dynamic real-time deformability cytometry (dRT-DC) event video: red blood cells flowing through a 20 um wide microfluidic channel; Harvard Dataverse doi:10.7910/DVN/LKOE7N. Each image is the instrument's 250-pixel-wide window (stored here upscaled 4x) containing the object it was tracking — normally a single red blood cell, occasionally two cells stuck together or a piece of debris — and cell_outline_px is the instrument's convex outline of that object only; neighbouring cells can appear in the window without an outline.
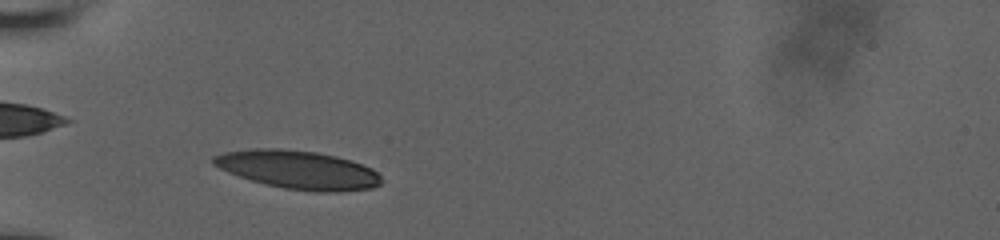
{"species": "human", "species_latin": "Homo sapiens", "temperature_condition": "room temperature", "stored_images_in_passage": 27, "camera_frame_rate_fps": 3000, "um_per_image_px": 0.085, "donor": {"sex": "male"}, "frame": {"image": 1, "passage_image": 4, "time_ms": 1.0, "image_size_px": [1000, 240], "cell_outline_px": [[380, 184], [372, 188], [340, 192], [316, 192], [284, 188], [252, 180], [228, 172], [212, 164], [212, 156], [224, 152], [252, 148], [280, 148], [316, 152], [336, 156], [372, 168], [380, 176]], "centroid_in_image_um": [25.33, 14.42], "position_along_channel_um": 59.7, "area_um2": 37.4}}
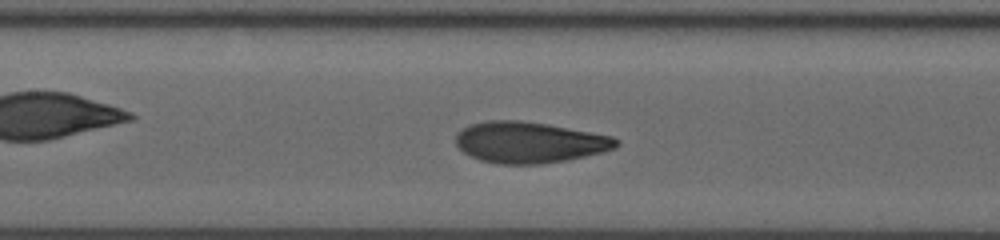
{"frame": {"image": 2, "passage_image": 11, "time_ms": 4.0, "image_size_px": [1000, 240], "cell_outline_px": [[620, 144], [616, 148], [604, 152], [568, 160], [540, 164], [496, 164], [480, 160], [464, 152], [456, 144], [456, 132], [468, 124], [488, 120], [520, 120], [548, 124], [612, 136], [620, 140]], "centroid_in_image_um": [45.01, 12.1], "position_along_channel_um": 162.4, "area_um2": 38.78}}
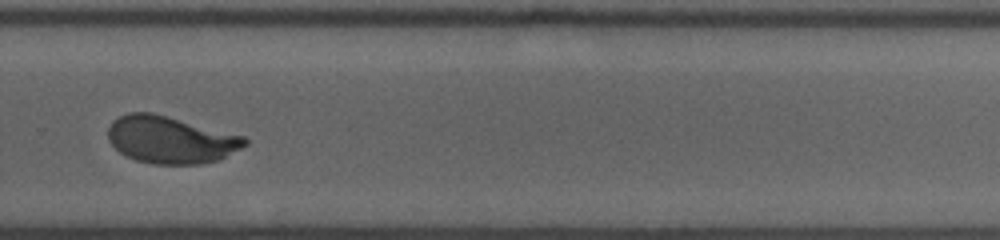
{"frame": {"image": 3, "passage_image": 25, "time_ms": 8.0, "image_size_px": [1000, 240], "cell_outline_px": [[248, 144], [220, 160], [200, 164], [152, 164], [136, 160], [120, 152], [108, 140], [108, 128], [112, 120], [128, 112], [152, 112], [244, 136], [248, 140]], "centroid_in_image_um": [14.5, 11.88], "position_along_channel_um": 315.3, "area_um2": 37.63}}